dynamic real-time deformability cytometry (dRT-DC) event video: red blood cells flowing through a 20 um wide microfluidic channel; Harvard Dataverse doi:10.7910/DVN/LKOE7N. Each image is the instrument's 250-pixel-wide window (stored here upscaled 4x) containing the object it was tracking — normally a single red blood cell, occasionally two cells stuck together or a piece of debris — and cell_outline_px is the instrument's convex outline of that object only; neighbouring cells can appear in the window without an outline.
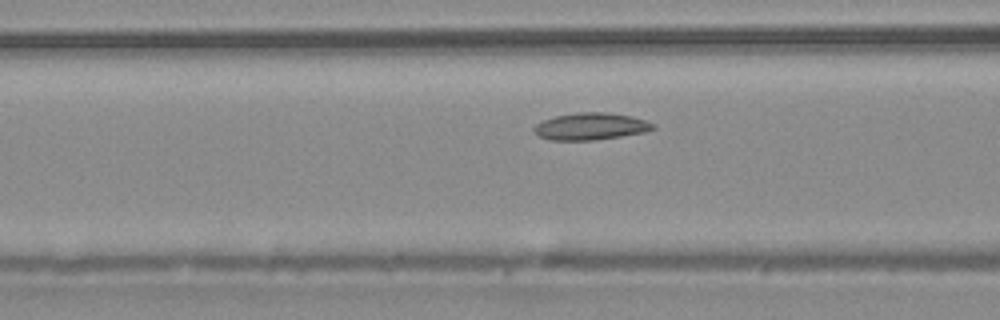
{"species": "common noctule bat (a hibernating species)", "species_latin": "Nyctalus noctula", "temperature_condition": "warm", "stored_images_in_passage": 44, "camera_frame_rate_fps": 3000, "um_per_image_px": 0.085, "animal": {"sex": "male", "body_mass_g": 20.4}, "frame": {"image": 1, "passage_image": 14, "time_ms": 4.333, "image_size_px": [1000, 320], "cell_outline_px": [[656, 128], [644, 132], [620, 136], [592, 140], [548, 140], [540, 136], [532, 128], [536, 124], [544, 120], [556, 116], [576, 112], [604, 112], [632, 116], [656, 124]], "centroid_in_image_um": [50.22, 10.74], "position_along_channel_um": 116.4, "area_um2": 18.61}}
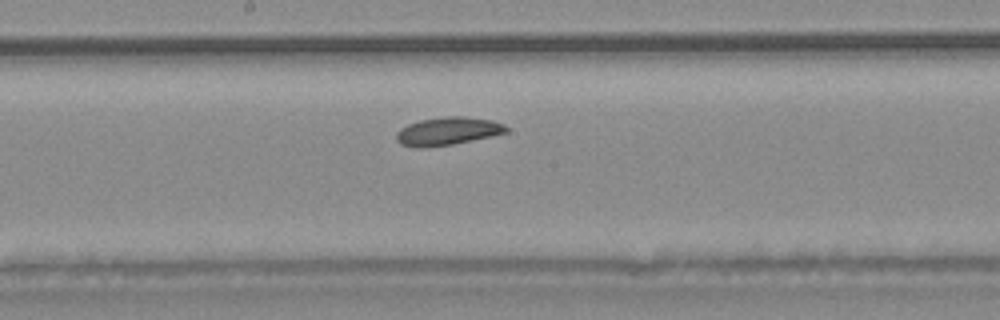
{"frame": {"image": 2, "passage_image": 21, "time_ms": 6.667, "image_size_px": [1000, 320], "cell_outline_px": [[508, 132], [492, 136], [452, 144], [424, 148], [416, 148], [400, 144], [396, 140], [396, 132], [400, 128], [408, 124], [420, 120], [448, 116], [464, 116], [492, 120], [504, 124], [508, 128]], "centroid_in_image_um": [38.04, 11.15], "position_along_channel_um": 210.2, "area_um2": 18.03}}
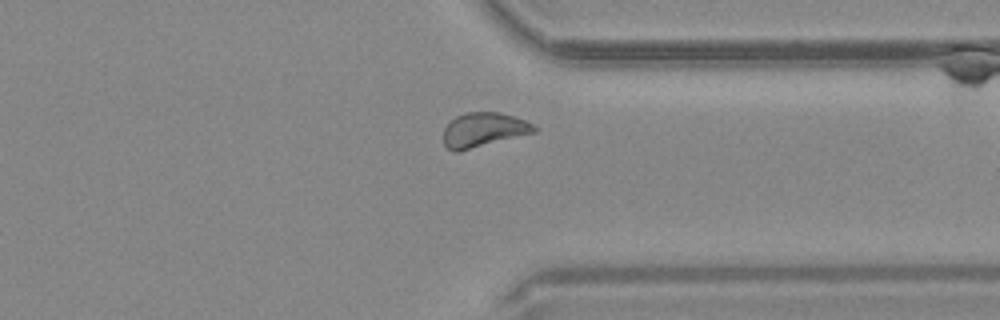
{"frame": {"image": 3, "passage_image": 33, "time_ms": 10.667, "image_size_px": [1000, 320], "cell_outline_px": [[536, 132], [460, 152], [452, 152], [444, 144], [444, 128], [456, 116], [464, 112], [500, 112], [516, 116], [536, 124]], "centroid_in_image_um": [41.13, 11.04], "position_along_channel_um": 370.3, "area_um2": 18.5}, "authors_computed_cell_mechanics": {"area_um2": 18.5249, "velocity_mm_per_s": 4.0224, "shape_relaxation_time_tau1_ms": 7.9147, "shape_relaxation_time_tau2_ms": 7.0782, "deformation_change_tau1": 0.1202, "deformation_change_tau2": 0.1174}}